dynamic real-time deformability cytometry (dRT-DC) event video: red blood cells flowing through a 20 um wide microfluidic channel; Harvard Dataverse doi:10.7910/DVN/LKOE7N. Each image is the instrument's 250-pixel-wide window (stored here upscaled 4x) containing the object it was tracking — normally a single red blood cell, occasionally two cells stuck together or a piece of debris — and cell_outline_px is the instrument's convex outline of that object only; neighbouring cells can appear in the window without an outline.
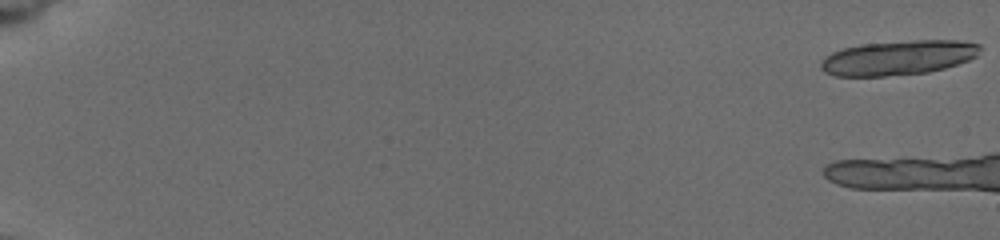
{"species": "common noctule bat (a hibernating species)", "species_latin": "Nyctalus noctula", "temperature_condition": "cold", "stored_images_in_passage": 8, "camera_frame_rate_fps": 3000, "um_per_image_px": 0.085, "animal": {"sex": "female", "body_mass_g": 19.5, "forearm_length_mm": 54.1}, "frame": {"image": 1, "passage_image": 1, "time_ms": 0.0, "image_size_px": [1000, 240], "cell_outline_px": [[980, 48], [976, 56], [968, 60], [944, 68], [928, 72], [884, 76], [836, 76], [824, 72], [820, 68], [820, 60], [824, 56], [832, 52], [844, 48], [860, 44], [916, 40], [956, 40], [980, 44]], "centroid_in_image_um": [76.3, 4.9], "position_along_channel_um": 8.7, "area_um2": 32.08}}